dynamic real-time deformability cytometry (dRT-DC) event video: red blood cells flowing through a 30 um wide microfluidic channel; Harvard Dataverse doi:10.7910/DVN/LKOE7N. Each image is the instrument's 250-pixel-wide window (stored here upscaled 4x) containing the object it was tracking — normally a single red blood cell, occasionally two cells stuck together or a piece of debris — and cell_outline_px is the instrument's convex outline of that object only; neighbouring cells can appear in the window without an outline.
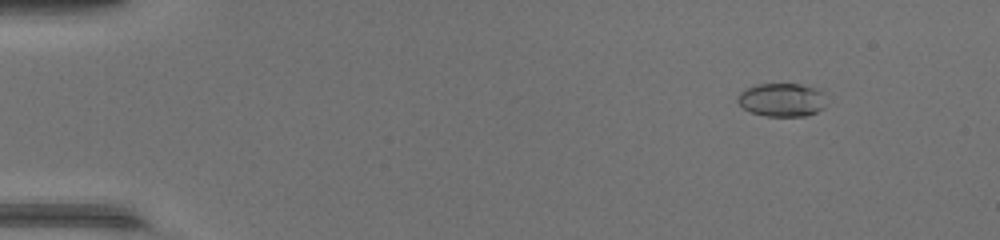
{"species": "common noctule bat (a hibernating species)", "species_latin": "Nyctalus noctula", "temperature_condition": "warm", "stored_images_in_passage": 49, "camera_frame_rate_fps": 3000, "um_per_image_px": 0.085, "animal": {"sex": "female", "body_mass_g": 17.0, "forearm_length_mm": 48.0}, "frame": {"image": 1, "passage_image": 6, "time_ms": 1.667, "image_size_px": [1000, 240], "cell_outline_px": [[824, 108], [808, 116], [764, 116], [752, 112], [744, 108], [736, 100], [736, 96], [744, 88], [756, 84], [800, 84], [820, 88], [824, 92]], "centroid_in_image_um": [66.46, 8.47], "position_along_channel_um": 18.5, "area_um2": 17.57}}
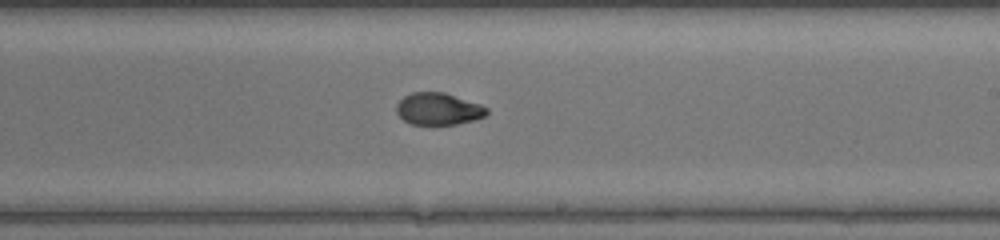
{"frame": {"image": 2, "passage_image": 30, "time_ms": 9.667, "image_size_px": [1000, 240], "cell_outline_px": [[488, 112], [484, 116], [472, 120], [456, 124], [412, 124], [404, 120], [396, 112], [396, 104], [404, 96], [412, 92], [444, 92], [480, 104], [488, 108]], "centroid_in_image_um": [37.24, 9.24], "position_along_channel_um": 251.8, "area_um2": 16.7}}
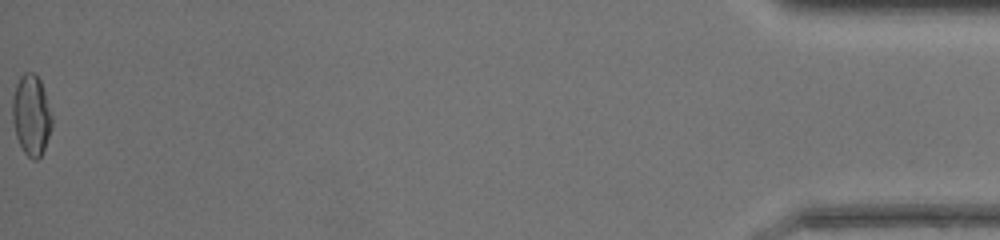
{"frame": {"image": 3, "passage_image": 49, "time_ms": 16.0, "image_size_px": [1000, 240], "cell_outline_px": [[52, 124], [44, 148], [40, 156], [36, 160], [32, 160], [24, 152], [16, 136], [12, 120], [12, 96], [16, 84], [20, 76], [24, 72], [32, 72], [40, 80], [52, 116]], "centroid_in_image_um": [2.63, 9.78], "position_along_channel_um": 432.6, "area_um2": 18.38}, "authors_computed_cell_mechanics": {"area_um2": 17.3978, "velocity_mm_per_s": 4.4191, "shape_relaxation_time_tau1_ms": 10.7737, "shape_relaxation_time_tau2_ms": 1.1076, "deformation_change_tau1": 0.3168, "deformation_change_tau2": 0.0478}}